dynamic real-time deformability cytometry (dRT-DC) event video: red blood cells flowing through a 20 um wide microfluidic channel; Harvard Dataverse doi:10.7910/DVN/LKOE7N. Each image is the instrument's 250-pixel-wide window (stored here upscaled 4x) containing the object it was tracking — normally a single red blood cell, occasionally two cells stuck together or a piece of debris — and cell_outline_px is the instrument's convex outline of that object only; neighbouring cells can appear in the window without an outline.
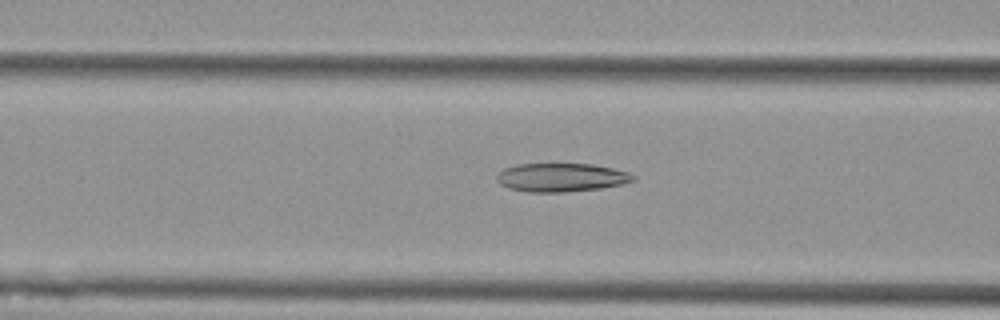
{"species": "Egyptian fruit bat (a non-hibernating species)", "species_latin": "Rousettus aegyptiacus", "temperature_condition": "cold", "stored_images_in_passage": 40, "camera_frame_rate_fps": 3000, "um_per_image_px": 0.085, "animal": {"sex": "female"}, "frame": {"image": 1, "passage_image": 6, "time_ms": 1.667, "image_size_px": [1000, 320], "cell_outline_px": [[636, 180], [620, 184], [600, 188], [564, 192], [528, 192], [508, 188], [500, 184], [496, 180], [496, 176], [504, 168], [516, 164], [592, 164], [612, 168], [628, 172], [636, 176]], "centroid_in_image_um": [47.68, 15.08], "position_along_channel_um": 118.9, "area_um2": 22.66}}
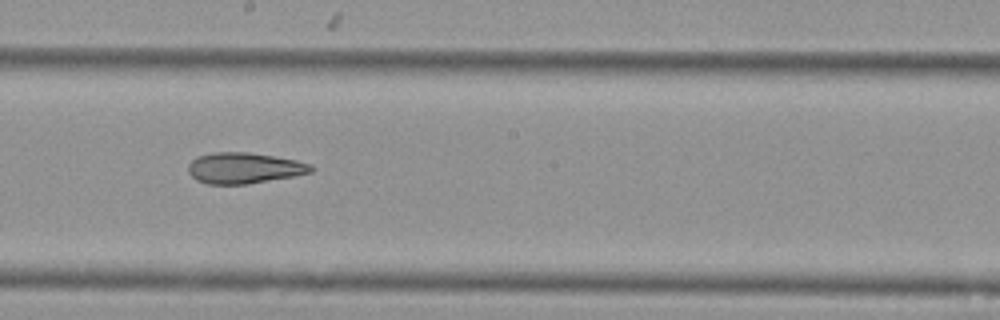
{"frame": {"image": 2, "passage_image": 15, "time_ms": 4.667, "image_size_px": [1000, 320], "cell_outline_px": [[316, 168], [312, 172], [292, 176], [248, 184], [208, 184], [196, 180], [188, 172], [188, 164], [196, 156], [212, 152], [248, 152], [296, 160], [312, 164]], "centroid_in_image_um": [20.74, 14.28], "position_along_channel_um": 227.5, "area_um2": 22.2}}
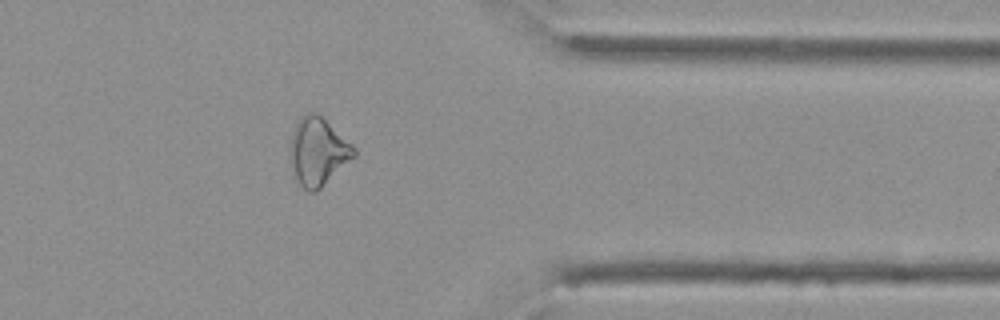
{"frame": {"image": 3, "passage_image": 29, "time_ms": 9.333, "image_size_px": [1000, 320], "cell_outline_px": [[356, 156], [316, 192], [308, 192], [296, 184], [292, 176], [288, 164], [288, 144], [292, 132], [300, 116], [304, 112], [316, 112], [352, 144], [356, 148]], "centroid_in_image_um": [26.94, 12.92], "position_along_channel_um": 384.5, "area_um2": 26.13}, "authors_computed_cell_mechanics": {"area_um2": 22.7154, "velocity_mm_per_s": 3.6301, "shape_relaxation_time_tau1_ms": null, "shape_relaxation_time_tau2_ms": 5.9931, "deformation_change_tau1": null, "deformation_change_tau2": 0.1519}}